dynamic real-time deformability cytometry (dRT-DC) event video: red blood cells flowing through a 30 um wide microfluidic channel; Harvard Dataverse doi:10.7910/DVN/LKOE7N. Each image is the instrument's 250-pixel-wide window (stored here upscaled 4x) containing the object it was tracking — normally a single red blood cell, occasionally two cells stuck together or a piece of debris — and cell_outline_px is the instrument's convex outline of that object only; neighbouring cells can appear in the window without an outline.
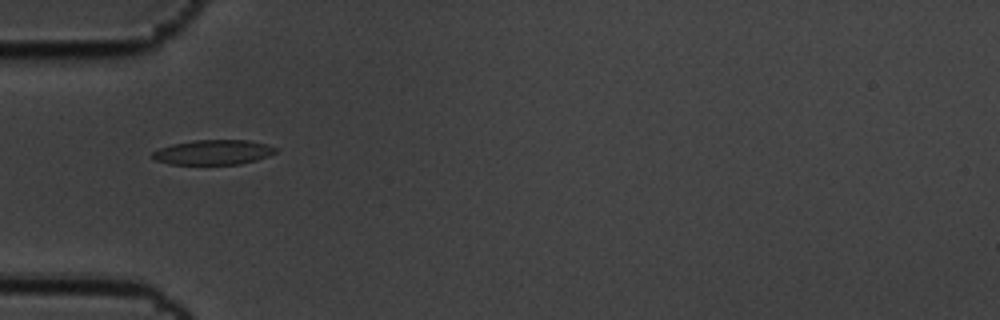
{"species": "common noctule bat (a hibernating species)", "species_latin": "Nyctalus noctula", "temperature_condition": "cold", "stored_images_in_passage": 6, "camera_frame_rate_fps": 3000, "um_per_image_px": 0.085, "animal": {"sex": "male", "body_mass_g": 19.5, "forearm_length_mm": 54.6}, "frame": {"image": 1, "passage_image": 2, "time_ms": 0.333, "image_size_px": [1000, 320], "cell_outline_px": [[280, 148], [276, 152], [268, 156], [256, 160], [240, 164], [168, 164], [156, 160], [152, 156], [152, 152], [160, 148], [172, 144], [192, 140], [248, 140], [268, 144]], "centroid_in_image_um": [18.17, 12.93], "position_along_channel_um": 66.8, "area_um2": 17.92}}
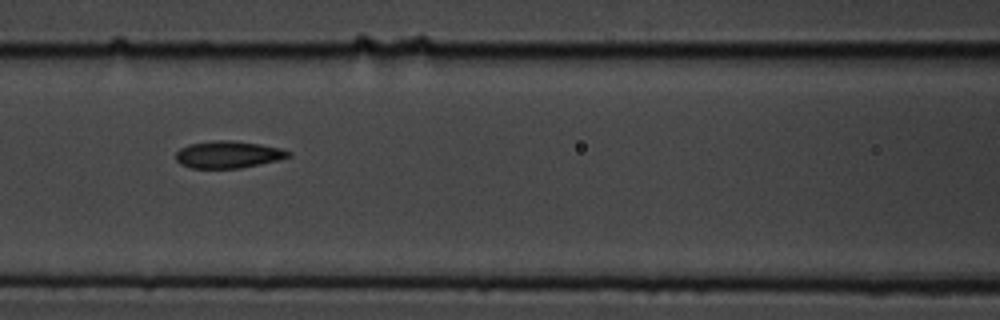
{"frame": {"image": 2, "passage_image": 4, "time_ms": 1.0, "image_size_px": [1000, 320], "cell_outline_px": [[292, 156], [276, 160], [240, 168], [192, 168], [180, 164], [176, 160], [176, 152], [180, 148], [188, 144], [212, 140], [232, 140], [260, 144], [280, 148], [292, 152]], "centroid_in_image_um": [19.37, 13.12], "position_along_channel_um": 147.2, "area_um2": 17.8}}
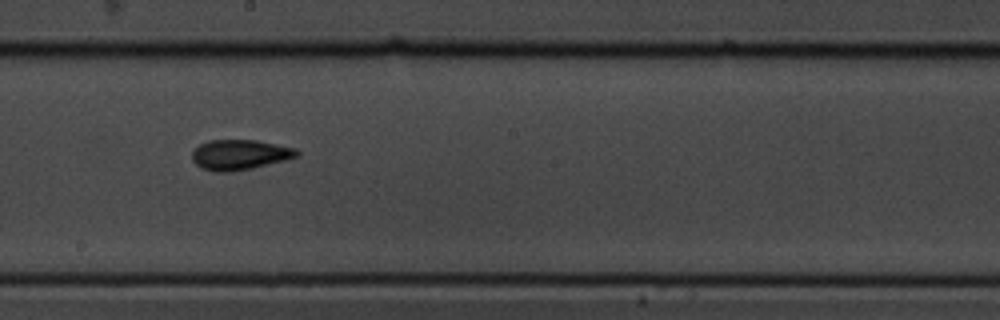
{"frame": {"image": 3, "passage_image": 6, "time_ms": 1.667, "image_size_px": [1000, 320], "cell_outline_px": [[300, 156], [252, 168], [228, 172], [212, 172], [200, 168], [192, 160], [192, 152], [200, 144], [208, 140], [256, 140], [296, 148], [300, 152]], "centroid_in_image_um": [20.37, 13.15], "position_along_channel_um": 227.8, "area_um2": 18.5}}